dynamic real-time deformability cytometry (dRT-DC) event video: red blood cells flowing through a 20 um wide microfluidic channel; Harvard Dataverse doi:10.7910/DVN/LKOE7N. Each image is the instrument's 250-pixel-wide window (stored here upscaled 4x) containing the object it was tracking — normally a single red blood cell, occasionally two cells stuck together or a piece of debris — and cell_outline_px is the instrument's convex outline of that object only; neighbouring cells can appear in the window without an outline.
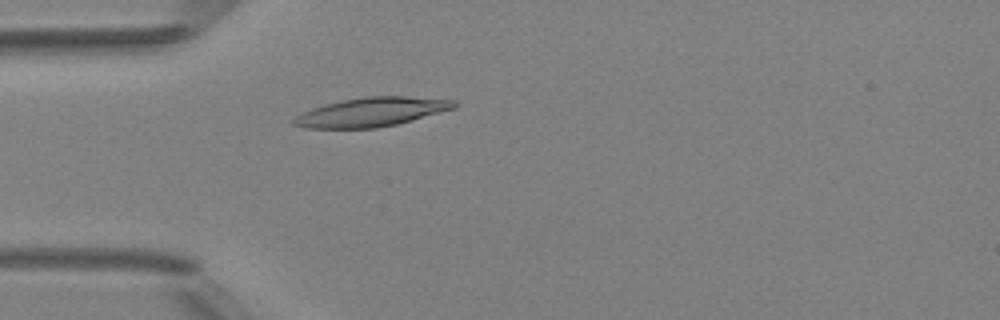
{"species": "Egyptian fruit bat (a non-hibernating species)", "species_latin": "Rousettus aegyptiacus", "temperature_condition": "room temperature", "stored_images_in_passage": 4, "camera_frame_rate_fps": 3000, "um_per_image_px": 0.085, "animal": {"sex": "female"}, "frame": {"image": 1, "passage_image": 4, "time_ms": 3.333, "image_size_px": [1000, 320], "cell_outline_px": [[460, 104], [456, 108], [412, 120], [396, 124], [376, 128], [304, 128], [292, 124], [292, 120], [296, 116], [312, 108], [324, 104], [364, 96], [408, 96], [456, 100]], "centroid_in_image_um": [31.61, 9.51], "position_along_channel_um": 53.4, "area_um2": 27.22}}